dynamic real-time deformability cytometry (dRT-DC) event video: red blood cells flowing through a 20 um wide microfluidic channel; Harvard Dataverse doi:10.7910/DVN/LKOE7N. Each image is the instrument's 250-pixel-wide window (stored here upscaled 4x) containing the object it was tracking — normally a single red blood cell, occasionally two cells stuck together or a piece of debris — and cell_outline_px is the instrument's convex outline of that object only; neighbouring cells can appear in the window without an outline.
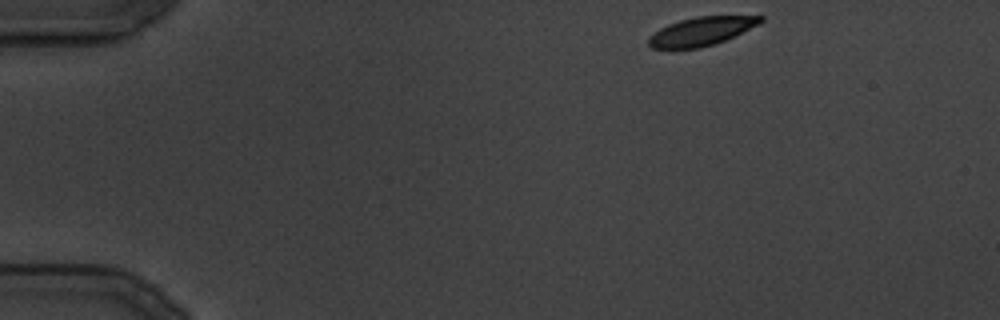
{"species": "common noctule bat (a hibernating species)", "species_latin": "Nyctalus noctula", "temperature_condition": "cold", "stored_images_in_passage": 7, "camera_frame_rate_fps": 3000, "um_per_image_px": 0.085, "animal": {"sex": "male", "body_mass_g": 19.5, "forearm_length_mm": 54.6}, "frame": {"image": 1, "passage_image": 1, "time_ms": 0.0, "image_size_px": [1000, 320], "cell_outline_px": [[764, 20], [760, 24], [716, 44], [700, 48], [652, 48], [648, 44], [648, 36], [660, 28], [668, 24], [680, 20], [696, 16], [764, 16]], "centroid_in_image_um": [59.61, 2.66], "position_along_channel_um": 25.4, "area_um2": 18.61}}